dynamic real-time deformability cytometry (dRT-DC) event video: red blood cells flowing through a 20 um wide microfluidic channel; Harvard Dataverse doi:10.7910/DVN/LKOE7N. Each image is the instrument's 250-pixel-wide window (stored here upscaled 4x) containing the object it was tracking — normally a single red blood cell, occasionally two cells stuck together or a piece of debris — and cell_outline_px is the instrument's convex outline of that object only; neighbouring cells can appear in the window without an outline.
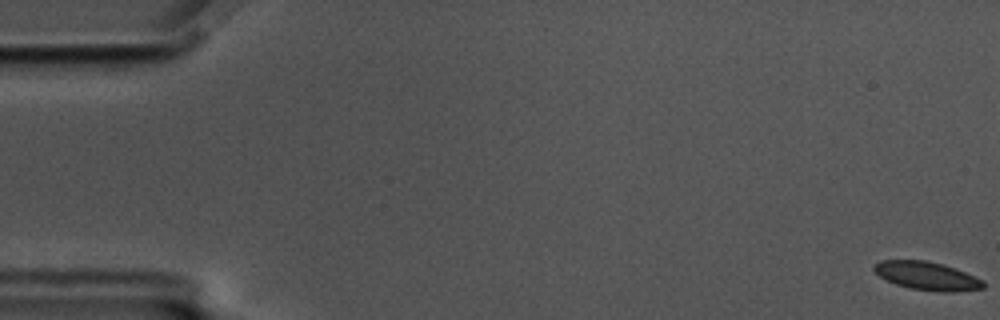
{"species": "common noctule bat (a hibernating species)", "species_latin": "Nyctalus noctula", "temperature_condition": "cold", "stored_images_in_passage": 60, "camera_frame_rate_fps": 3000, "um_per_image_px": 0.085, "animal": {"sex": "male", "body_mass_g": 17.5, "forearm_length_mm": 52.3}, "frame": {"image": 1, "passage_image": 1, "time_ms": 0.0, "image_size_px": [1000, 320], "cell_outline_px": [[984, 288], [952, 292], [944, 292], [912, 288], [896, 284], [880, 276], [872, 268], [880, 260], [924, 260], [944, 264], [956, 268], [984, 280]], "centroid_in_image_um": [78.83, 23.44], "position_along_channel_um": 6.2, "area_um2": 17.86}}
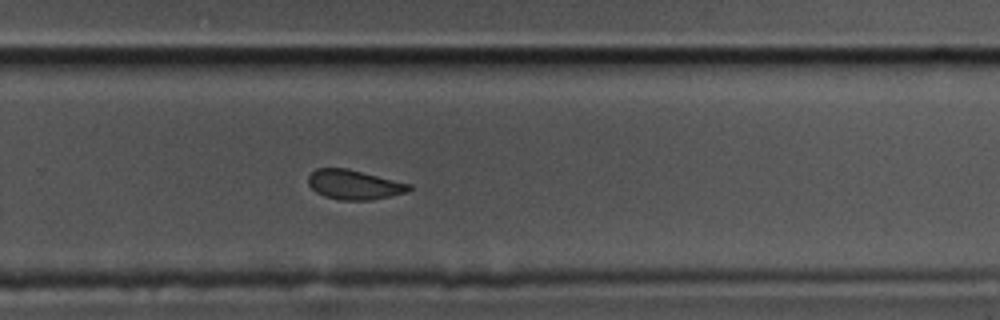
{"frame": {"image": 2, "passage_image": 39, "time_ms": 12.667, "image_size_px": [1000, 320], "cell_outline_px": [[412, 188], [408, 192], [372, 200], [340, 200], [324, 196], [316, 192], [308, 184], [308, 176], [316, 168], [348, 168], [412, 184]], "centroid_in_image_um": [30.12, 15.69], "position_along_channel_um": 299.7, "area_um2": 17.51}}
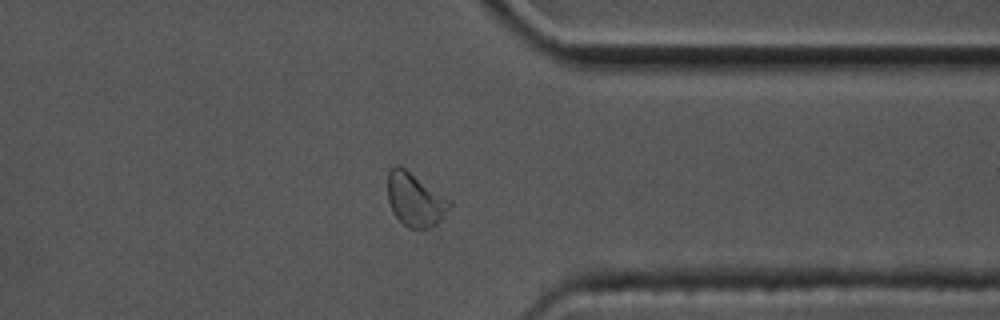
{"frame": {"image": 3, "passage_image": 46, "time_ms": 15.0, "image_size_px": [1000, 320], "cell_outline_px": [[452, 204], [444, 216], [436, 224], [428, 228], [408, 228], [392, 212], [388, 200], [388, 172], [396, 164], [400, 164], [452, 200]], "centroid_in_image_um": [35.29, 16.94], "position_along_channel_um": 376.1, "area_um2": 19.42}, "authors_computed_cell_mechanics": {"area_um2": 18.5538, "velocity_mm_per_s": 3.4852, "shape_relaxation_time_tau1_ms": 2.3896, "shape_relaxation_time_tau2_ms": 1.0742, "deformation_change_tau1": 0.085, "deformation_change_tau2": 0.0629}}